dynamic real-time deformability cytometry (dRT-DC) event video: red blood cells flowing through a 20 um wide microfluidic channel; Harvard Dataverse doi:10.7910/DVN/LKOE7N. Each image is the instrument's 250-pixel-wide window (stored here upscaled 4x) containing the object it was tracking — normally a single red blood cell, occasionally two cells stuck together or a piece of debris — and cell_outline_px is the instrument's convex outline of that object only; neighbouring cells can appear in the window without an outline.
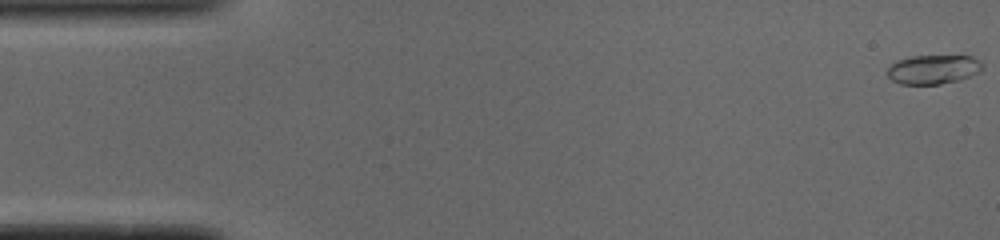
{"species": "common noctule bat (a hibernating species)", "species_latin": "Nyctalus noctula", "temperature_condition": "cold", "stored_images_in_passage": 52, "camera_frame_rate_fps": 3000, "um_per_image_px": 0.085, "animal": {"sex": "male", "body_mass_g": 19.0, "forearm_length_mm": 50.8}, "frame": {"image": 1, "passage_image": 1, "time_ms": 0.0, "image_size_px": [1000, 240], "cell_outline_px": [[980, 72], [956, 80], [940, 84], [900, 84], [892, 80], [888, 76], [888, 68], [892, 64], [900, 60], [912, 56], [972, 56], [980, 64]], "centroid_in_image_um": [79.28, 5.9], "position_along_channel_um": 5.7, "area_um2": 15.66}}
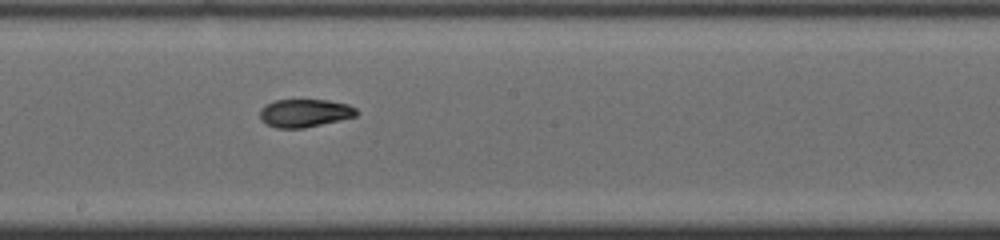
{"frame": {"image": 2, "passage_image": 28, "time_ms": 9.0, "image_size_px": [1000, 240], "cell_outline_px": [[360, 112], [356, 116], [340, 120], [304, 128], [276, 128], [260, 120], [260, 108], [264, 104], [276, 100], [328, 100], [348, 104], [356, 108]], "centroid_in_image_um": [25.9, 9.6], "position_along_channel_um": 222.3, "area_um2": 15.9}}
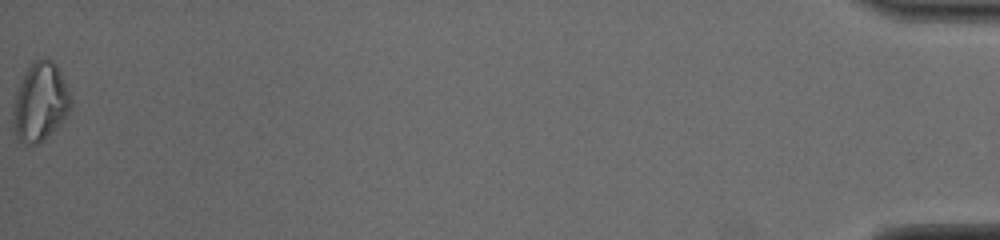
{"frame": {"image": 3, "passage_image": 52, "time_ms": 17.0, "image_size_px": [1000, 240], "cell_outline_px": [[72, 104], [68, 112], [60, 124], [56, 128], [36, 144], [24, 144], [16, 136], [12, 128], [12, 104], [24, 72], [36, 60], [52, 60], [56, 64], [68, 88], [72, 100]], "centroid_in_image_um": [3.39, 8.69], "position_along_channel_um": 431.8, "area_um2": 26.24}, "authors_computed_cell_mechanics": {"area_um2": 15.9528, "velocity_mm_per_s": 3.9095, "shape_relaxation_time_tau1_ms": null, "shape_relaxation_time_tau2_ms": 2.0106, "deformation_change_tau1": null, "deformation_change_tau2": 0.0745}}